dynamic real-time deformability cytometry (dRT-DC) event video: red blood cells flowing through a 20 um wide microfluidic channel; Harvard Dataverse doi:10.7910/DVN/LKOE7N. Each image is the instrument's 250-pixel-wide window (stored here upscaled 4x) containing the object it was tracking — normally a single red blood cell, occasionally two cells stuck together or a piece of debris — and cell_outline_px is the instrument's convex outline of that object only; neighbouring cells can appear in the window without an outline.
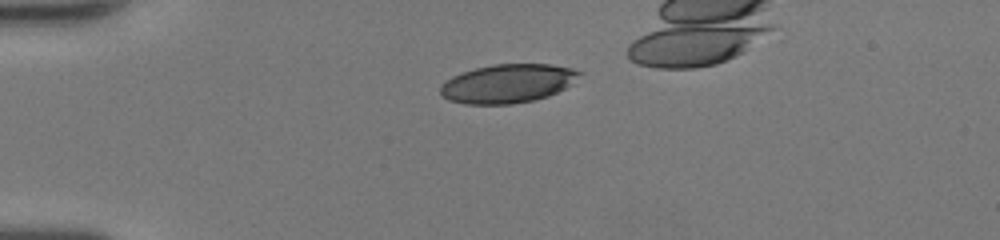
{"species": "human", "species_latin": "Homo sapiens", "temperature_condition": "room temperature", "stored_images_in_passage": 36, "camera_frame_rate_fps": 3000, "um_per_image_px": 0.085, "donor": {"sex": "female"}, "frame": {"image": 1, "passage_image": 5, "time_ms": 1.333, "image_size_px": [1000, 240], "cell_outline_px": [[584, 72], [572, 84], [548, 96], [536, 100], [512, 104], [464, 104], [448, 100], [440, 96], [440, 84], [452, 76], [476, 68], [492, 64], [552, 64], [572, 68]], "centroid_in_image_um": [43.15, 7.1], "position_along_channel_um": 41.8, "area_um2": 31.67}}
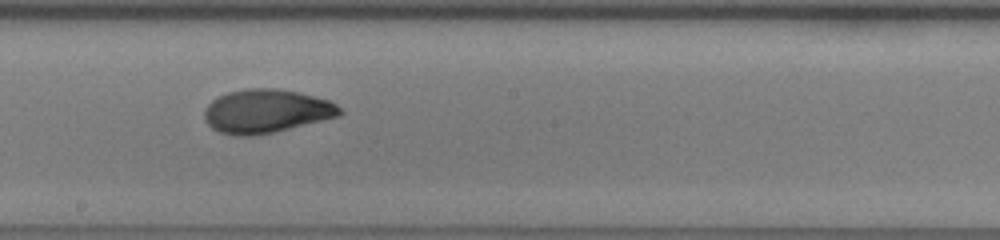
{"frame": {"image": 2, "passage_image": 21, "time_ms": 6.667, "image_size_px": [1000, 240], "cell_outline_px": [[344, 112], [340, 116], [272, 132], [252, 136], [236, 136], [220, 132], [212, 128], [204, 120], [204, 108], [212, 100], [228, 92], [244, 88], [276, 88], [296, 92], [328, 100], [336, 104]], "centroid_in_image_um": [22.6, 9.45], "position_along_channel_um": 225.6, "area_um2": 34.28}}
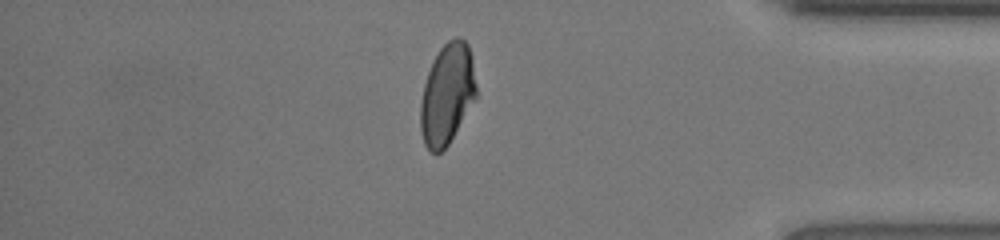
{"frame": {"image": 3, "passage_image": 35, "time_ms": 11.333, "image_size_px": [1000, 240], "cell_outline_px": [[476, 100], [448, 144], [440, 152], [432, 152], [424, 144], [420, 132], [420, 104], [424, 84], [428, 72], [440, 48], [448, 40], [456, 36], [460, 36], [468, 44], [472, 56], [476, 84]], "centroid_in_image_um": [38.02, 7.99], "position_along_channel_um": 397.2, "area_um2": 32.83}}